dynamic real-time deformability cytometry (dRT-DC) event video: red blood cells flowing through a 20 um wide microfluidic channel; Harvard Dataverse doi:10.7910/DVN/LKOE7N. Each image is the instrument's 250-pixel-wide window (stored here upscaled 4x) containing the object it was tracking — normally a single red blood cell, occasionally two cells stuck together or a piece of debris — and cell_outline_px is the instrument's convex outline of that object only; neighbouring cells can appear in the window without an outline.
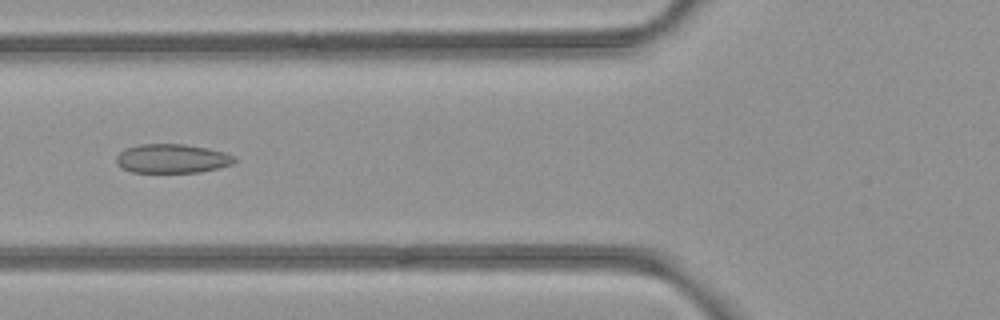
{"species": "common noctule bat (a hibernating species)", "species_latin": "Nyctalus noctula", "temperature_condition": "room temperature", "stored_images_in_passage": 4, "camera_frame_rate_fps": 3000, "um_per_image_px": 0.085, "animal": {"sex": "female", "body_mass_g": 21.9}, "frame": {"image": 1, "passage_image": 3, "time_ms": 0.667, "image_size_px": [1000, 320], "cell_outline_px": [[236, 160], [232, 164], [200, 172], [132, 172], [120, 168], [116, 164], [116, 156], [124, 148], [140, 144], [184, 144], [208, 148], [224, 152], [232, 156]], "centroid_in_image_um": [14.56, 13.47], "position_along_channel_um": 111.2, "area_um2": 20.0}}
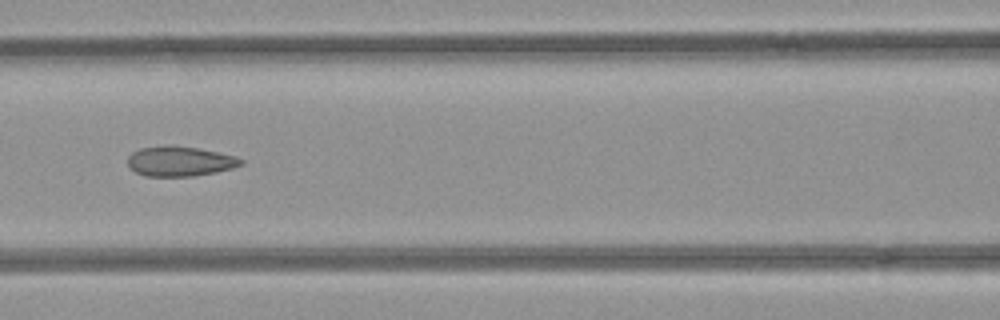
{"frame": {"image": 2, "passage_image": 4, "time_ms": 1.0, "image_size_px": [1000, 320], "cell_outline_px": [[244, 164], [232, 168], [216, 172], [192, 176], [144, 176], [136, 172], [128, 164], [128, 156], [132, 152], [140, 148], [196, 148], [236, 156], [244, 160]], "centroid_in_image_um": [15.33, 13.75], "position_along_channel_um": 151.3, "area_um2": 18.96}}